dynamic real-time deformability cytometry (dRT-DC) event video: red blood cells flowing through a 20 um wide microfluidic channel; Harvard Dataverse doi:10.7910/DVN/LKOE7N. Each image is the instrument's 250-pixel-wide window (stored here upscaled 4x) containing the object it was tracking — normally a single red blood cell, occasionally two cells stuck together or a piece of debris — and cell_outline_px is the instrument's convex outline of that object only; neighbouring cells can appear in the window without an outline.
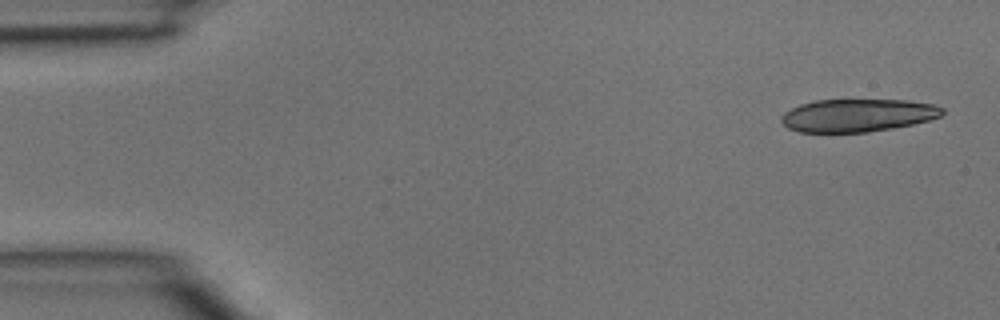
{"species": "common noctule bat (a hibernating species)", "species_latin": "Nyctalus noctula", "temperature_condition": "room temperature", "stored_images_in_passage": 5, "camera_frame_rate_fps": 3000, "um_per_image_px": 0.085, "animal": {"sex": "male", "body_mass_g": 15.6}, "frame": {"image": 1, "passage_image": 1, "time_ms": 0.0, "image_size_px": [1000, 320], "cell_outline_px": [[944, 112], [940, 116], [928, 120], [912, 124], [892, 128], [868, 132], [800, 132], [788, 128], [780, 120], [780, 116], [784, 112], [800, 104], [816, 100], [908, 100], [936, 104], [944, 108]], "centroid_in_image_um": [72.9, 9.8], "position_along_channel_um": 12.1, "area_um2": 30.87}}